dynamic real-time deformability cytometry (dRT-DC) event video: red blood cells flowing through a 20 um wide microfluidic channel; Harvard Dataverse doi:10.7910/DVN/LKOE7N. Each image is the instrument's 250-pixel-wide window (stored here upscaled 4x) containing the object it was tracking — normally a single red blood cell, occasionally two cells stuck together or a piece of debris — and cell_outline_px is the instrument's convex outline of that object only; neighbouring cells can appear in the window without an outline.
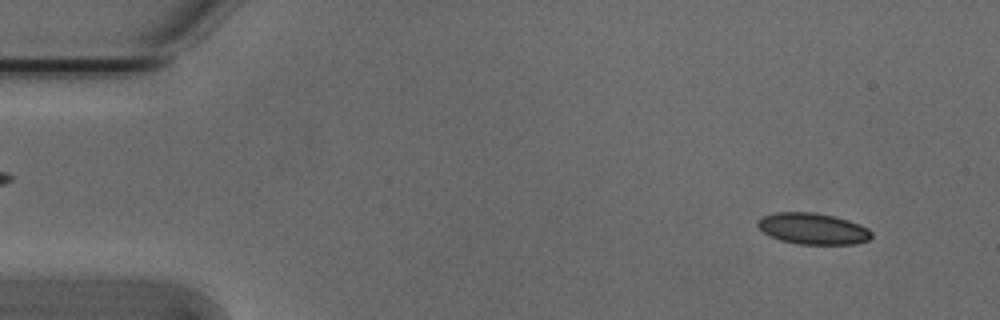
{"species": "Egyptian fruit bat (a non-hibernating species)", "species_latin": "Rousettus aegyptiacus", "temperature_condition": "cold", "stored_images_in_passage": 9, "camera_frame_rate_fps": 3000, "um_per_image_px": 0.085, "animal": {"sex": "male"}, "frame": {"image": 1, "passage_image": 4, "time_ms": 1.0, "image_size_px": [1000, 320], "cell_outline_px": [[872, 236], [868, 240], [852, 244], [800, 244], [780, 240], [764, 232], [756, 224], [764, 216], [776, 212], [812, 212], [832, 216], [848, 220], [860, 224], [868, 228], [872, 232]], "centroid_in_image_um": [69.12, 19.44], "position_along_channel_um": 15.9, "area_um2": 20.46}}